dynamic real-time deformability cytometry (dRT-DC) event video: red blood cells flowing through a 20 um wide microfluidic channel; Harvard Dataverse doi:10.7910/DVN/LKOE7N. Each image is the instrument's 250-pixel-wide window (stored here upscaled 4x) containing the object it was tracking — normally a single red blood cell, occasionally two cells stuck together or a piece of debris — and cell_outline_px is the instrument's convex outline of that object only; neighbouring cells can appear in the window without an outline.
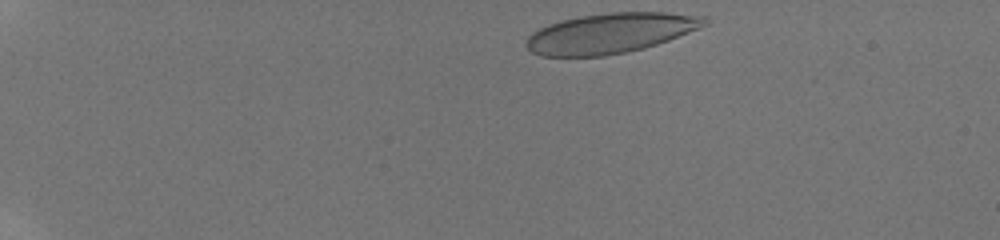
{"species": "human", "species_latin": "Homo sapiens", "temperature_condition": "room temperature", "stored_images_in_passage": 32, "camera_frame_rate_fps": 3000, "um_per_image_px": 0.085, "donor": {"sex": "male"}, "frame": {"image": 1, "passage_image": 1, "time_ms": 0.0, "image_size_px": [1000, 240], "cell_outline_px": [[708, 24], [700, 28], [668, 40], [644, 48], [628, 52], [604, 56], [540, 56], [532, 52], [524, 44], [528, 36], [532, 32], [548, 24], [560, 20], [580, 16], [608, 12], [664, 12], [708, 16]], "centroid_in_image_um": [51.89, 2.81], "position_along_channel_um": 33.1, "area_um2": 41.91}}
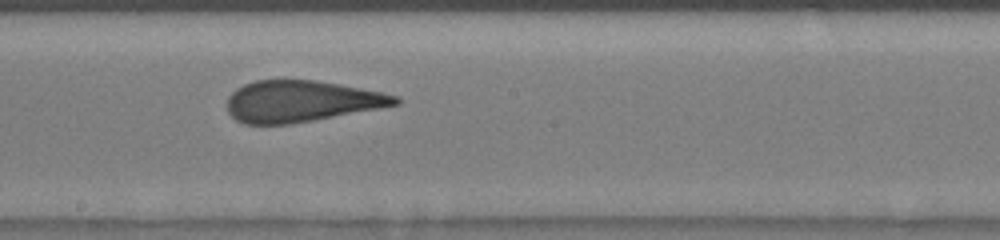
{"frame": {"image": 2, "passage_image": 12, "time_ms": 7.333, "image_size_px": [1000, 240], "cell_outline_px": [[400, 104], [380, 108], [312, 120], [288, 124], [244, 124], [236, 120], [228, 112], [228, 96], [236, 88], [244, 84], [256, 80], [316, 80], [340, 84], [400, 96]], "centroid_in_image_um": [25.6, 8.6], "position_along_channel_um": 222.6, "area_um2": 40.34}}
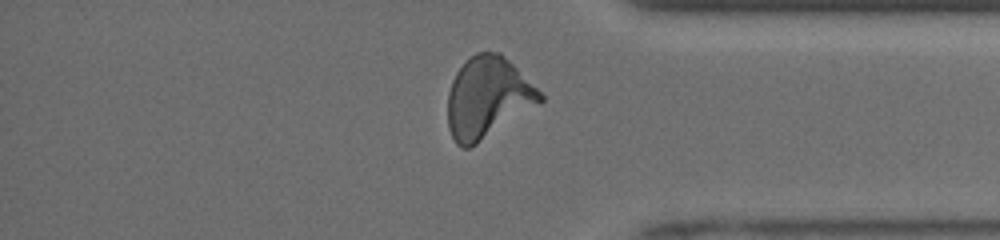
{"frame": {"image": 3, "passage_image": 25, "time_ms": 11.667, "image_size_px": [1000, 240], "cell_outline_px": [[544, 100], [476, 144], [468, 148], [460, 148], [456, 144], [448, 128], [448, 92], [452, 80], [456, 72], [476, 52], [500, 52], [544, 96]], "centroid_in_image_um": [41.41, 8.31], "position_along_channel_um": 393.8, "area_um2": 42.83}, "authors_computed_cell_mechanics": {"area_um2": 41.038, "velocity_mm_per_s": 4.0756, "shape_relaxation_time_tau1_ms": 6.5698, "shape_relaxation_time_tau2_ms": 0.712, "deformation_change_tau1": 0.2175, "deformation_change_tau2": 0.0745}}